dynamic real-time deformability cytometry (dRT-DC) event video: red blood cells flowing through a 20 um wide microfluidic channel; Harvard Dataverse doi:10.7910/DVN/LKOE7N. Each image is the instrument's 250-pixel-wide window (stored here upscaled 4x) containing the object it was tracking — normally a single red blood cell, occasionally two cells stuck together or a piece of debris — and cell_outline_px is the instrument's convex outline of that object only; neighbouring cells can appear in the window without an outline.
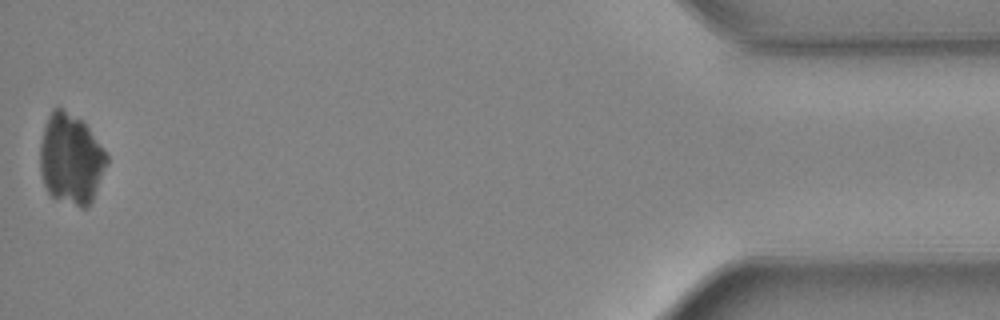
{"species": "common noctule bat (a hibernating species)", "species_latin": "Nyctalus noctula", "temperature_condition": "warm", "stored_images_in_passage": 31, "camera_frame_rate_fps": 3000, "um_per_image_px": 0.085, "animal": {"sex": "female", "body_mass_g": 24.6, "forearm_length_mm": 56.2}, "frame": {"image": 1, "passage_image": 31, "time_ms": 10.0, "image_size_px": [1000, 320], "cell_outline_px": [[108, 164], [92, 200], [88, 208], [80, 208], [52, 196], [48, 192], [44, 184], [40, 172], [40, 144], [44, 124], [52, 108], [64, 108], [84, 120], [108, 156]], "centroid_in_image_um": [6.03, 13.49], "position_along_channel_um": 429.2, "area_um2": 35.66}}